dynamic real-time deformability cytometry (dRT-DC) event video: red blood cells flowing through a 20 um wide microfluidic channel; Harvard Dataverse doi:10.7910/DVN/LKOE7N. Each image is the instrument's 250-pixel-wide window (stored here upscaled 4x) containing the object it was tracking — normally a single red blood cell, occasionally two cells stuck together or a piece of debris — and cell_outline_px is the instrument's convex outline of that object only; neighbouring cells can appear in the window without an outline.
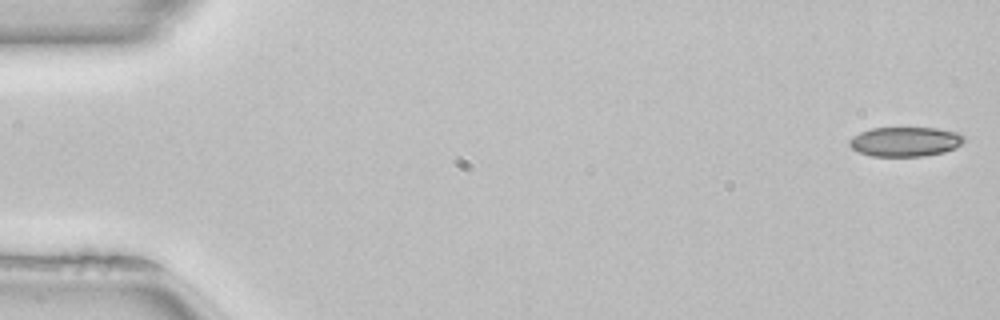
{"species": "common noctule bat (a hibernating species)", "species_latin": "Nyctalus noctula", "temperature_condition": "room temperature", "stored_images_in_passage": 51, "camera_frame_rate_fps": 3000, "um_per_image_px": 0.085, "animal": {"sex": "female", "body_mass_g": 22.7, "forearm_length_mm": 54.2}, "frame": {"image": 1, "passage_image": 1, "time_ms": 0.0, "image_size_px": [1000, 320], "cell_outline_px": [[964, 140], [956, 148], [944, 152], [924, 156], [872, 156], [860, 152], [852, 148], [848, 144], [848, 140], [852, 136], [860, 132], [872, 128], [936, 128], [960, 132], [964, 136]], "centroid_in_image_um": [76.95, 12.03], "position_along_channel_um": 8.0, "area_um2": 19.83}}
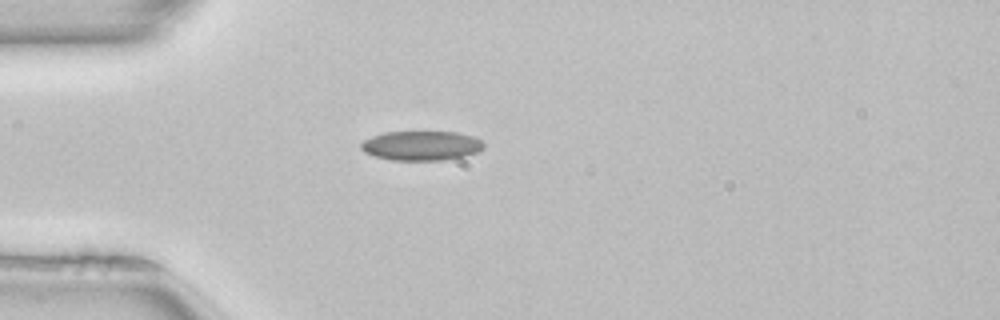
{"frame": {"image": 2, "passage_image": 14, "time_ms": 4.333, "image_size_px": [1000, 320], "cell_outline_px": [[484, 148], [480, 152], [464, 156], [444, 160], [392, 160], [376, 156], [364, 152], [360, 148], [360, 144], [364, 140], [372, 136], [384, 132], [456, 132], [472, 136], [480, 140], [484, 144]], "centroid_in_image_um": [35.83, 12.38], "position_along_channel_um": 49.2, "area_um2": 21.1}}
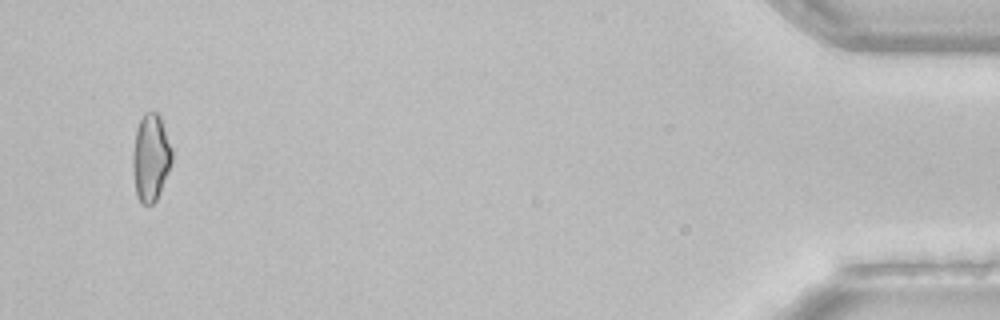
{"frame": {"image": 3, "passage_image": 49, "time_ms": 16.0, "image_size_px": [1000, 320], "cell_outline_px": [[172, 160], [156, 200], [152, 204], [140, 204], [136, 196], [132, 168], [132, 156], [136, 132], [140, 120], [144, 112], [156, 112], [160, 116], [172, 148]], "centroid_in_image_um": [12.79, 13.4], "position_along_channel_um": 422.4, "area_um2": 19.77}, "authors_computed_cell_mechanics": {"area_um2": 20.23, "velocity_mm_per_s": 4.0297, "shape_relaxation_time_tau1_ms": 9.7215, "shape_relaxation_time_tau2_ms": 3.5789, "deformation_change_tau1": 0.1604, "deformation_change_tau2": 0.0841}}